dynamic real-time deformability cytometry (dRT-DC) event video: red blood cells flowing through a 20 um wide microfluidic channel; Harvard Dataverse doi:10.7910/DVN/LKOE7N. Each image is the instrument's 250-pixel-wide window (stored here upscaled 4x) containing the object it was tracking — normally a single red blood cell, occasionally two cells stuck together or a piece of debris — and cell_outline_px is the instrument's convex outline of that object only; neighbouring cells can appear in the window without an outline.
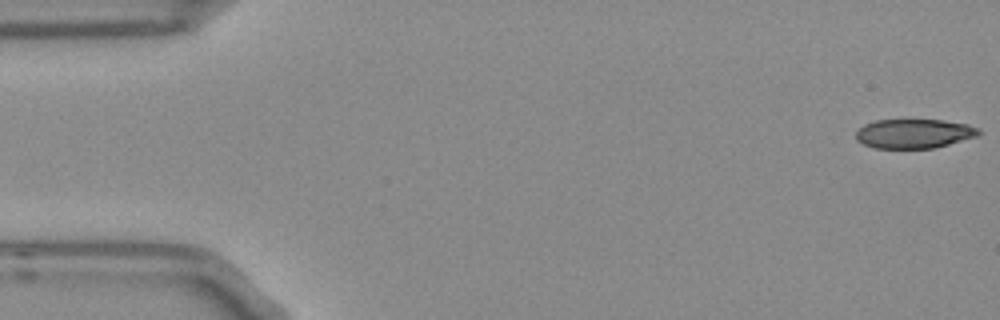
{"species": "Egyptian fruit bat (a non-hibernating species)", "species_latin": "Rousettus aegyptiacus", "temperature_condition": "room temperature", "stored_images_in_passage": 54, "camera_frame_rate_fps": 3000, "um_per_image_px": 0.085, "frame": {"image": 1, "passage_image": 1, "time_ms": 0.0, "image_size_px": [1000, 320], "cell_outline_px": [[980, 132], [976, 136], [948, 144], [932, 148], [876, 148], [864, 144], [856, 140], [856, 132], [864, 124], [876, 120], [944, 120], [968, 124], [980, 128]], "centroid_in_image_um": [77.69, 11.35], "position_along_channel_um": 7.3, "area_um2": 20.81}}
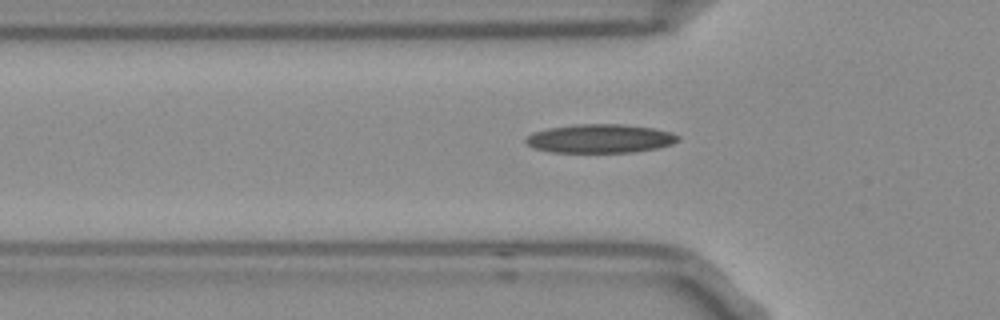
{"frame": {"image": 2, "passage_image": 17, "time_ms": 5.333, "image_size_px": [1000, 320], "cell_outline_px": [[680, 140], [672, 144], [656, 148], [632, 152], [548, 152], [532, 148], [524, 140], [532, 132], [548, 128], [572, 124], [624, 124], [652, 128], [672, 132], [680, 136]], "centroid_in_image_um": [50.99, 11.77], "position_along_channel_um": 74.8, "area_um2": 25.66}}
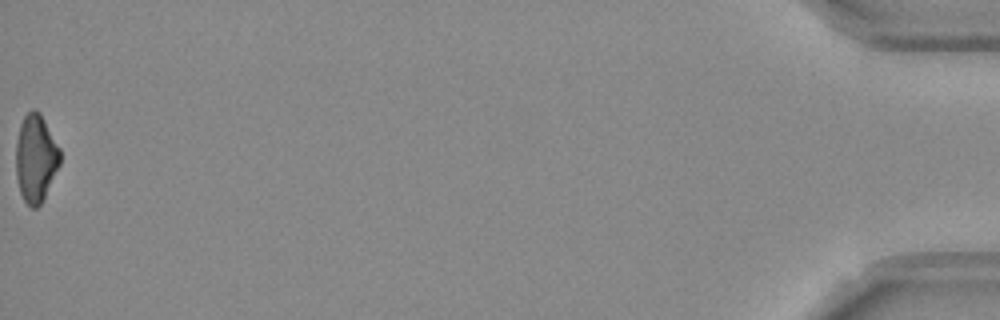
{"frame": {"image": 3, "passage_image": 54, "time_ms": 17.667, "image_size_px": [1000, 320], "cell_outline_px": [[60, 164], [40, 204], [36, 208], [32, 208], [24, 200], [20, 192], [16, 176], [16, 140], [20, 124], [24, 116], [32, 108], [36, 108], [40, 112], [60, 148]], "centroid_in_image_um": [3.03, 13.41], "position_along_channel_um": 432.2, "area_um2": 22.48}, "authors_computed_cell_mechanics": {"area_um2": 23.3512, "velocity_mm_per_s": 3.7519, "shape_relaxation_time_tau1_ms": null, "shape_relaxation_time_tau2_ms": 6.5052, "deformation_change_tau1": null, "deformation_change_tau2": 0.1692}}